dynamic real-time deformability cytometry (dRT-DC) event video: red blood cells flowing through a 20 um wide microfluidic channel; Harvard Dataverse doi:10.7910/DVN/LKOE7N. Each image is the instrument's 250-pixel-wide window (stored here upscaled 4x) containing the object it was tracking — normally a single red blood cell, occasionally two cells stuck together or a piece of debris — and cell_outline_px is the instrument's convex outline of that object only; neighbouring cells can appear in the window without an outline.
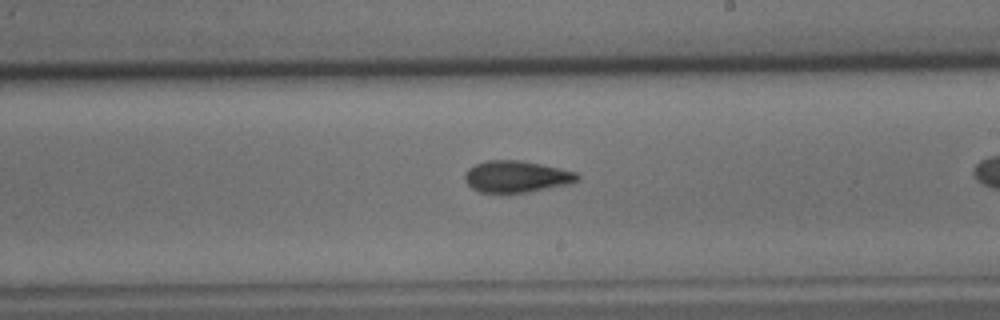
{"species": "common noctule bat (a hibernating species)", "species_latin": "Nyctalus noctula", "temperature_condition": "cold", "stored_images_in_passage": 38, "camera_frame_rate_fps": 3000, "um_per_image_px": 0.085, "animal": {"sex": "male", "body_mass_g": 15.6}, "frame": {"image": 1, "passage_image": 27, "time_ms": 8.667, "image_size_px": [1000, 320], "cell_outline_px": [[580, 180], [572, 184], [508, 196], [480, 192], [472, 188], [464, 180], [464, 172], [468, 168], [484, 160], [520, 160], [560, 168], [576, 172], [580, 176]], "centroid_in_image_um": [43.89, 15.05], "position_along_channel_um": 245.1, "area_um2": 21.68}}
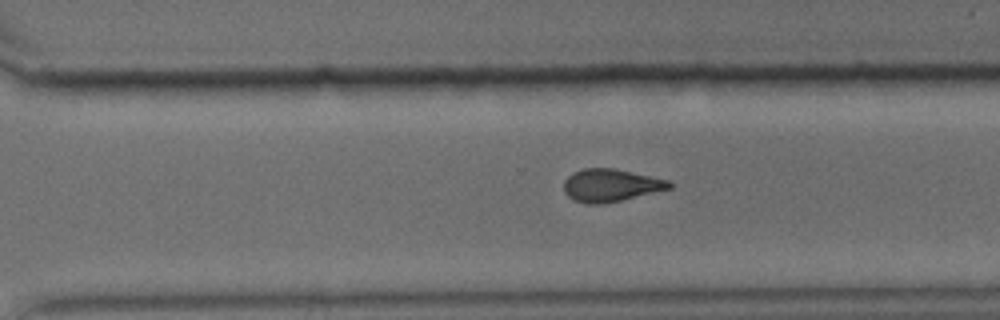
{"frame": {"image": 2, "passage_image": 33, "time_ms": 10.667, "image_size_px": [1000, 320], "cell_outline_px": [[672, 188], [604, 204], [584, 204], [572, 200], [564, 192], [564, 180], [572, 172], [584, 168], [616, 168], [668, 180], [672, 184]], "centroid_in_image_um": [51.87, 15.75], "position_along_channel_um": 318.7, "area_um2": 20.23}}
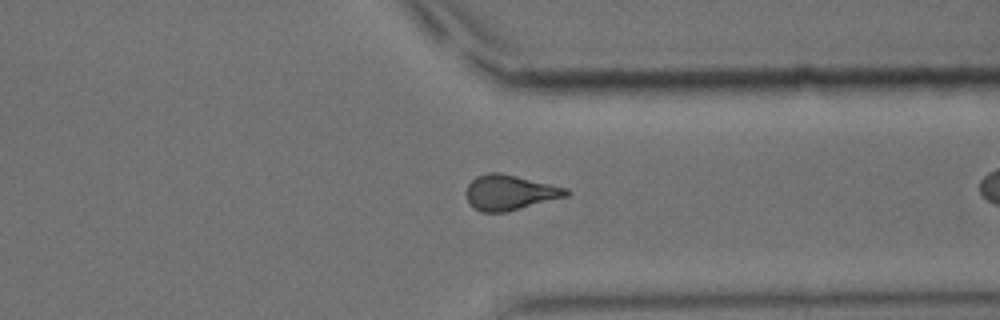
{"frame": {"image": 3, "passage_image": 37, "time_ms": 12.0, "image_size_px": [1000, 320], "cell_outline_px": [[572, 192], [568, 196], [504, 212], [480, 212], [472, 208], [468, 204], [464, 192], [468, 184], [476, 176], [488, 172], [500, 172], [568, 188]], "centroid_in_image_um": [43.29, 16.36], "position_along_channel_um": 368.1, "area_um2": 20.75}}